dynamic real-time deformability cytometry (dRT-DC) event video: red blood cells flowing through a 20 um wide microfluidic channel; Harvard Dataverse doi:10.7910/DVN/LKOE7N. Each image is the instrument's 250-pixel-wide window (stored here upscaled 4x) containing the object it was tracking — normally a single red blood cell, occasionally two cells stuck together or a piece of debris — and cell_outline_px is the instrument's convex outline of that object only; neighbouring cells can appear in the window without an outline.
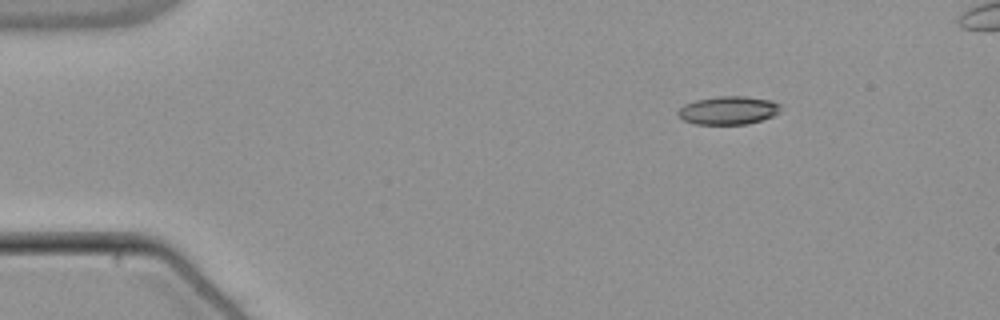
{"species": "common noctule bat (a hibernating species)", "species_latin": "Nyctalus noctula", "temperature_condition": "warm", "stored_images_in_passage": 46, "camera_frame_rate_fps": 3000, "um_per_image_px": 0.085, "animal": {"sex": "male", "body_mass_g": 21.5, "forearm_length_mm": 52.0}, "frame": {"image": 1, "passage_image": 1, "time_ms": 0.0, "image_size_px": [1000, 320], "cell_outline_px": [[780, 112], [772, 116], [748, 124], [696, 124], [684, 120], [676, 112], [684, 104], [696, 100], [720, 96], [744, 96], [768, 100], [780, 104]], "centroid_in_image_um": [61.9, 9.38], "position_along_channel_um": 23.1, "area_um2": 16.7}}
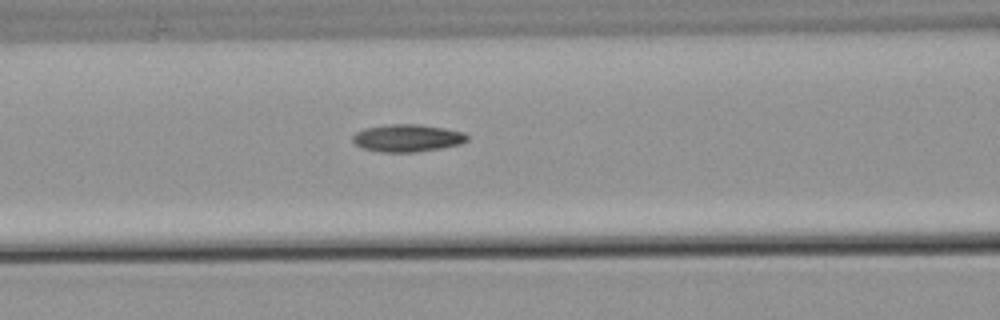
{"frame": {"image": 2, "passage_image": 16, "time_ms": 5.0, "image_size_px": [1000, 320], "cell_outline_px": [[468, 140], [460, 144], [440, 148], [416, 152], [380, 152], [360, 148], [352, 140], [352, 136], [356, 132], [364, 128], [392, 124], [420, 124], [444, 128], [464, 132], [468, 136]], "centroid_in_image_um": [34.61, 11.73], "position_along_channel_um": 132.0, "area_um2": 18.38}}
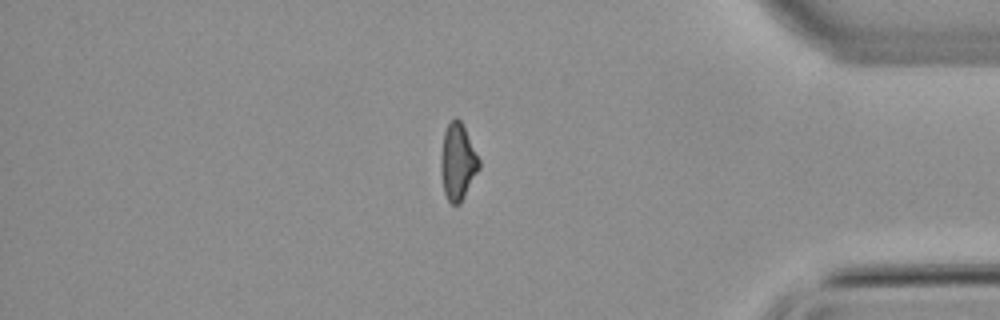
{"frame": {"image": 3, "passage_image": 39, "time_ms": 12.667, "image_size_px": [1000, 320], "cell_outline_px": [[480, 168], [460, 204], [452, 204], [448, 200], [444, 192], [440, 168], [440, 156], [444, 132], [448, 124], [456, 116], [460, 120], [480, 160]], "centroid_in_image_um": [38.9, 13.77], "position_along_channel_um": 396.3, "area_um2": 16.94}}